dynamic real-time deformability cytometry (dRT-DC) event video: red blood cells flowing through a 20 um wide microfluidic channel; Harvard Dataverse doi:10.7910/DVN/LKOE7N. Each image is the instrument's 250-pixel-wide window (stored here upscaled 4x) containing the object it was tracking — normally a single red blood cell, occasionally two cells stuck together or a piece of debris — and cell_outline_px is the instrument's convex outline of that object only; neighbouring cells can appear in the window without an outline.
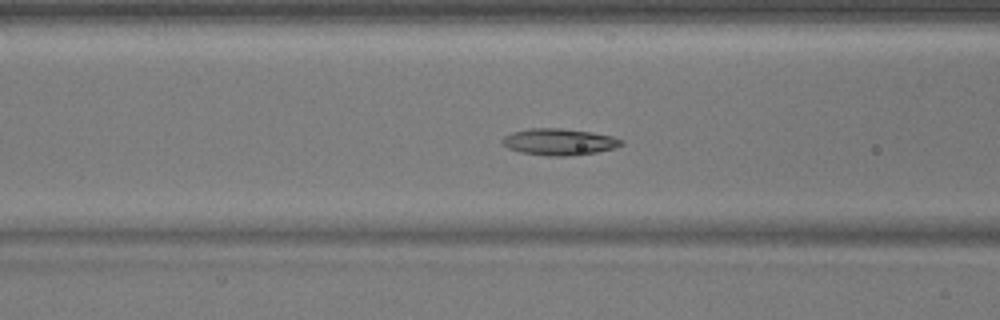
{"species": "common noctule bat (a hibernating species)", "species_latin": "Nyctalus noctula", "temperature_condition": "warm", "stored_images_in_passage": 53, "camera_frame_rate_fps": 3000, "um_per_image_px": 0.085, "animal": {"sex": "male", "body_mass_g": 17.9}, "frame": {"image": 1, "passage_image": 22, "time_ms": 7.0, "image_size_px": [1000, 320], "cell_outline_px": [[624, 144], [616, 148], [596, 152], [564, 156], [544, 156], [520, 152], [508, 148], [500, 140], [504, 136], [512, 132], [528, 128], [560, 128], [592, 132], [612, 136], [624, 140]], "centroid_in_image_um": [47.53, 12.05], "position_along_channel_um": 119.1, "area_um2": 18.55}}
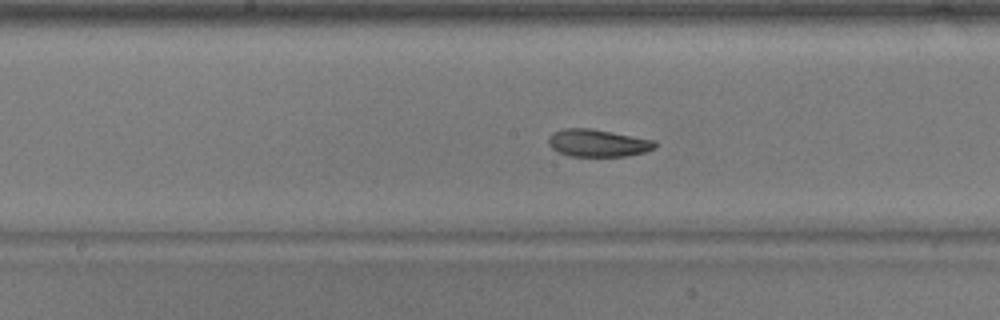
{"frame": {"image": 2, "passage_image": 28, "time_ms": 9.0, "image_size_px": [1000, 320], "cell_outline_px": [[656, 148], [644, 152], [628, 156], [572, 156], [560, 152], [552, 148], [548, 144], [548, 136], [552, 132], [564, 128], [592, 128], [656, 140]], "centroid_in_image_um": [50.83, 12.14], "position_along_channel_um": 197.4, "area_um2": 17.17}}
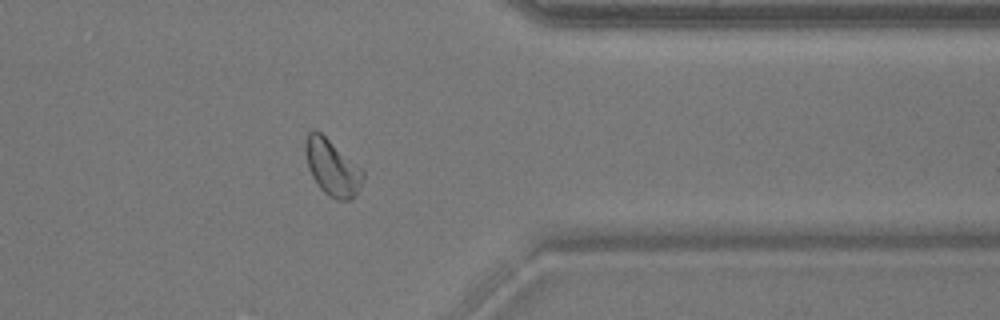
{"frame": {"image": 3, "passage_image": 43, "time_ms": 14.0, "image_size_px": [1000, 320], "cell_outline_px": [[364, 176], [356, 192], [348, 200], [336, 200], [328, 196], [320, 188], [312, 176], [308, 168], [304, 152], [304, 140], [308, 132], [320, 132], [360, 168], [364, 172]], "centroid_in_image_um": [28.18, 14.24], "position_along_channel_um": 383.2, "area_um2": 18.32}}